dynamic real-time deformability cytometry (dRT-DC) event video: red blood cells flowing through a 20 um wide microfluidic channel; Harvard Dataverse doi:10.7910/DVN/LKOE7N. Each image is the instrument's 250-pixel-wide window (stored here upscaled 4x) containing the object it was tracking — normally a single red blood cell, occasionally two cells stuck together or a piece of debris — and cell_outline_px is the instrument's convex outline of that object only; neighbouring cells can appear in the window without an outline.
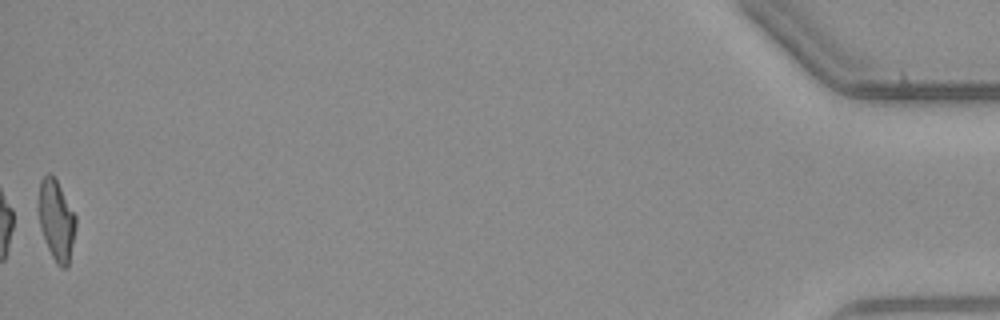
{"species": "common noctule bat (a hibernating species)", "species_latin": "Nyctalus noctula", "temperature_condition": "warm", "stored_images_in_passage": 38, "camera_frame_rate_fps": 3000, "um_per_image_px": 0.085, "animal": {"sex": "male", "body_mass_g": 23.1, "forearm_length_mm": 52.7}, "frame": {"image": 1, "passage_image": 38, "time_ms": 12.333, "image_size_px": [1000, 320], "cell_outline_px": [[76, 228], [68, 268], [60, 268], [56, 264], [48, 248], [40, 228], [36, 208], [40, 180], [48, 172], [56, 180], [76, 216]], "centroid_in_image_um": [4.76, 18.73], "position_along_channel_um": 430.4, "area_um2": 17.8}, "authors_computed_cell_mechanics": {"area_um2": 17.9469, "velocity_mm_per_s": 3.8349, "shape_relaxation_time_tau1_ms": null, "shape_relaxation_time_tau2_ms": 1.9411, "deformation_change_tau1": null, "deformation_change_tau2": 0.0997}}